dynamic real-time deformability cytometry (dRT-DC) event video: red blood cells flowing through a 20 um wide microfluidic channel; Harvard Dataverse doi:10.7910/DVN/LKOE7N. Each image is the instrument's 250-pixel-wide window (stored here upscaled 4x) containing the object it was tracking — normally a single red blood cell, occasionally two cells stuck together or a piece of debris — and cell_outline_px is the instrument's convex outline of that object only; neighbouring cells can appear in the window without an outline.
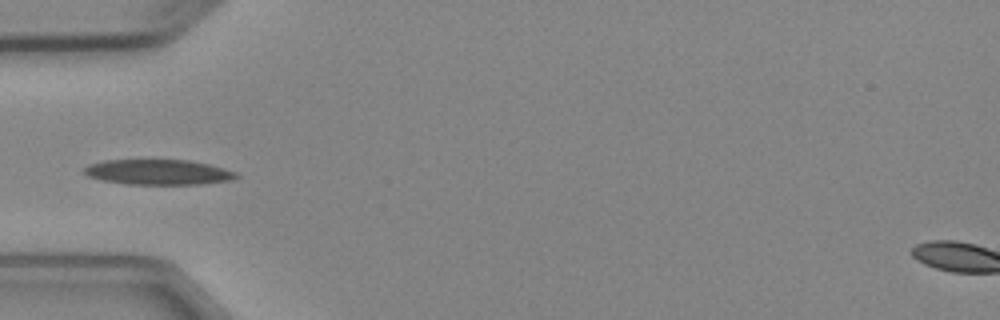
{"species": "Egyptian fruit bat (a non-hibernating species)", "species_latin": "Rousettus aegyptiacus", "temperature_condition": "cold", "stored_images_in_passage": 5, "camera_frame_rate_fps": 3000, "um_per_image_px": 0.085, "animal": {"sex": "female"}, "frame": {"image": 1, "passage_image": 4, "time_ms": 4.333, "image_size_px": [1000, 320], "cell_outline_px": [[240, 176], [232, 180], [200, 184], [128, 184], [100, 180], [88, 176], [84, 172], [84, 168], [88, 164], [104, 160], [188, 160], [208, 164], [236, 172]], "centroid_in_image_um": [13.43, 14.63], "position_along_channel_um": 71.6, "area_um2": 22.31}}
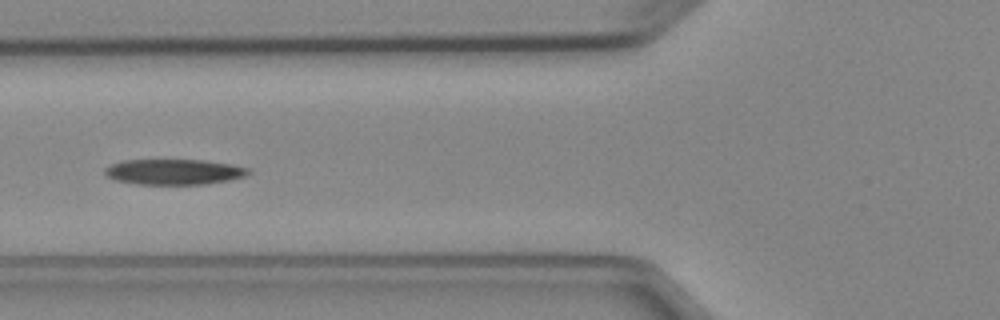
{"frame": {"image": 2, "passage_image": 5, "time_ms": 5.333, "image_size_px": [1000, 320], "cell_outline_px": [[252, 172], [248, 176], [208, 184], [140, 184], [112, 180], [104, 172], [104, 168], [112, 164], [124, 160], [204, 160], [232, 164], [248, 168]], "centroid_in_image_um": [14.82, 14.61], "position_along_channel_um": 111.0, "area_um2": 21.44}}